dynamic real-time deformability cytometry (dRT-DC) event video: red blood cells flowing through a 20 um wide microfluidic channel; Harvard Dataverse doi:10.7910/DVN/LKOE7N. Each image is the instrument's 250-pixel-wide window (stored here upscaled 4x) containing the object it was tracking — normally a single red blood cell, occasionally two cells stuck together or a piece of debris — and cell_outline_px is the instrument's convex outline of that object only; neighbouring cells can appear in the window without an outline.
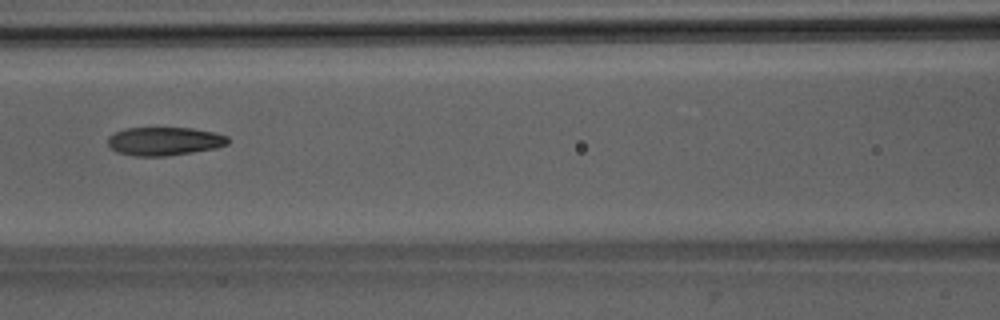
{"species": "Egyptian fruit bat (a non-hibernating species)", "species_latin": "Rousettus aegyptiacus", "temperature_condition": "room temperature", "stored_images_in_passage": 4, "camera_frame_rate_fps": 3000, "um_per_image_px": 0.085, "animal": {"sex": "male"}, "frame": {"image": 1, "passage_image": 4, "time_ms": 3.333, "image_size_px": [1000, 320], "cell_outline_px": [[228, 144], [216, 148], [168, 156], [136, 156], [116, 152], [108, 144], [108, 136], [124, 128], [192, 128], [216, 132], [228, 136]], "centroid_in_image_um": [13.98, 12.0], "position_along_channel_um": 152.6, "area_um2": 19.94}}